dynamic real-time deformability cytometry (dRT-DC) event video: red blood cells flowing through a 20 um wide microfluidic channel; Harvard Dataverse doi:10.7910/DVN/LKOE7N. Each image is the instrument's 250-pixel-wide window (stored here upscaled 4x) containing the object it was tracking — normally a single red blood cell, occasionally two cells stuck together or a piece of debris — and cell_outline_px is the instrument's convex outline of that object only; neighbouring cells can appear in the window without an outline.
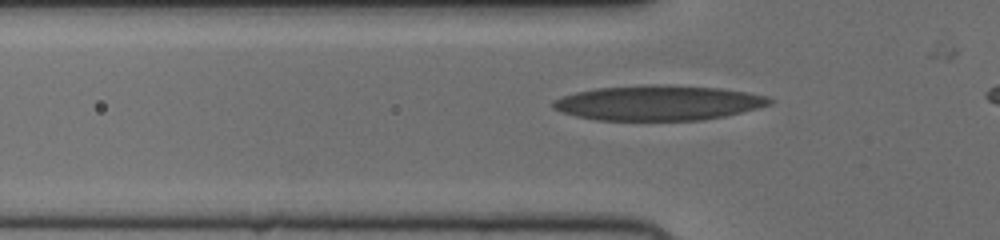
{"species": "human", "species_latin": "Homo sapiens", "temperature_condition": "cold", "stored_images_in_passage": 29, "camera_frame_rate_fps": 3000, "um_per_image_px": 0.085, "donor": {"sex": "female"}, "frame": {"image": 1, "passage_image": 5, "time_ms": 1.333, "image_size_px": [1000, 240], "cell_outline_px": [[772, 104], [724, 116], [700, 120], [596, 120], [576, 116], [552, 108], [552, 100], [560, 96], [576, 92], [596, 88], [652, 84], [664, 84], [720, 88], [768, 96], [772, 100]], "centroid_in_image_um": [55.91, 8.73], "position_along_channel_um": 69.9, "area_um2": 44.1}}
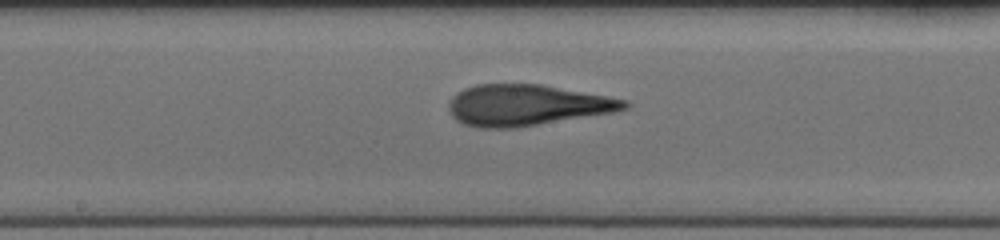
{"frame": {"image": 2, "passage_image": 15, "time_ms": 4.667, "image_size_px": [1000, 240], "cell_outline_px": [[628, 108], [612, 112], [512, 128], [480, 128], [464, 124], [456, 120], [452, 116], [448, 108], [448, 104], [452, 96], [464, 88], [476, 84], [540, 84], [608, 96], [628, 100]], "centroid_in_image_um": [44.73, 8.93], "position_along_channel_um": 203.5, "area_um2": 41.73}}
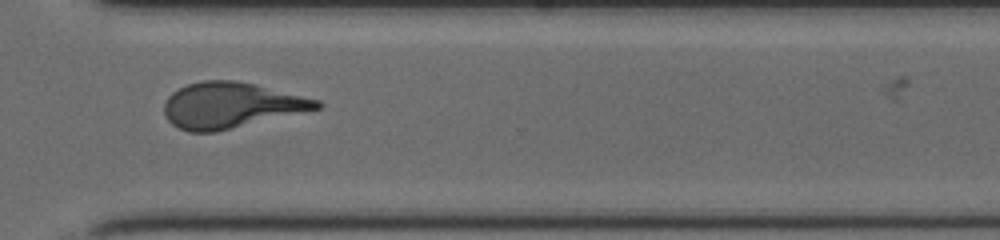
{"frame": {"image": 3, "passage_image": 26, "time_ms": 8.333, "image_size_px": [1000, 240], "cell_outline_px": [[324, 104], [320, 108], [216, 132], [188, 132], [172, 124], [164, 116], [164, 104], [168, 96], [172, 92], [188, 84], [200, 80], [236, 80], [256, 84], [320, 100]], "centroid_in_image_um": [19.62, 8.94], "position_along_channel_um": 351.0, "area_um2": 40.63}}